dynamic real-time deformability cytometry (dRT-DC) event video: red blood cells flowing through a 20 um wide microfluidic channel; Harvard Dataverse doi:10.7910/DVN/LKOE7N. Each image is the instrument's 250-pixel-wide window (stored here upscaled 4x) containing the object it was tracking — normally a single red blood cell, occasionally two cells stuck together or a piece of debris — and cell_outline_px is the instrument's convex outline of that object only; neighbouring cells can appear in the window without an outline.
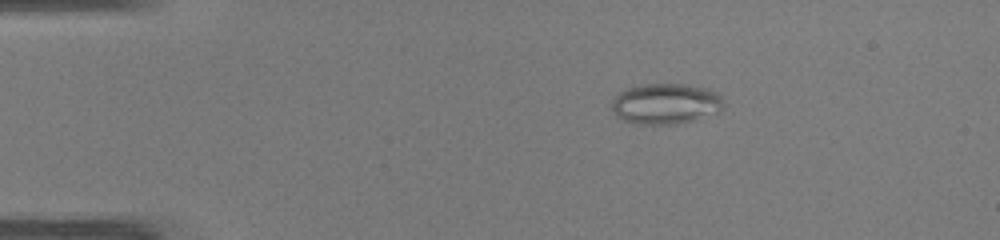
{"species": "common noctule bat (a hibernating species)", "species_latin": "Nyctalus noctula", "temperature_condition": "warm", "stored_images_in_passage": 40, "camera_frame_rate_fps": 3000, "um_per_image_px": 0.085, "animal": {"sex": "male", "body_mass_g": 19.0, "forearm_length_mm": 50.8}, "frame": {"image": 1, "passage_image": 1, "time_ms": 0.0, "image_size_px": [1000, 240], "cell_outline_px": [[724, 108], [720, 112], [692, 120], [676, 124], [632, 124], [616, 116], [612, 108], [612, 100], [620, 92], [628, 88], [644, 84], [688, 84], [704, 88], [716, 92], [724, 100]], "centroid_in_image_um": [56.6, 8.82], "position_along_channel_um": 28.4, "area_um2": 26.59}}
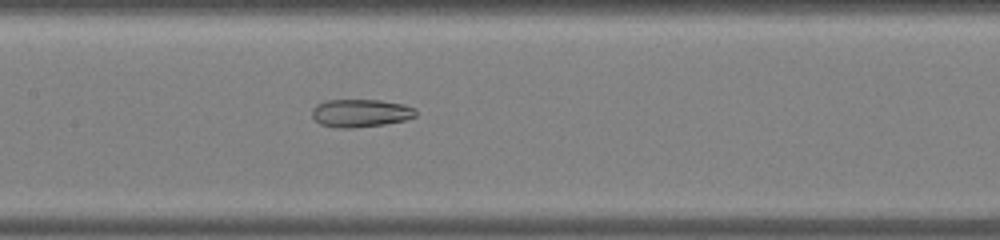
{"frame": {"image": 2, "passage_image": 16, "time_ms": 5.0, "image_size_px": [1000, 240], "cell_outline_px": [[416, 116], [404, 120], [384, 124], [352, 128], [336, 128], [320, 124], [312, 116], [312, 108], [316, 104], [324, 100], [380, 100], [404, 104], [416, 108]], "centroid_in_image_um": [30.63, 9.6], "position_along_channel_um": 176.8, "area_um2": 16.99}}
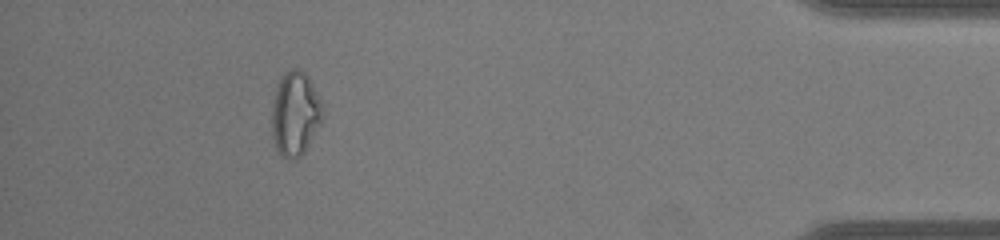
{"frame": {"image": 3, "passage_image": 36, "time_ms": 11.667, "image_size_px": [1000, 240], "cell_outline_px": [[324, 116], [320, 124], [304, 152], [300, 156], [288, 160], [276, 148], [272, 136], [272, 104], [276, 84], [284, 72], [292, 68], [300, 68], [308, 76], [320, 100], [324, 112]], "centroid_in_image_um": [25.08, 9.63], "position_along_channel_um": 410.1, "area_um2": 24.97}, "authors_computed_cell_mechanics": {"area_um2": 20.808, "velocity_mm_per_s": 4.2722, "shape_relaxation_time_tau1_ms": null, "shape_relaxation_time_tau2_ms": 2.5644, "deformation_change_tau1": null, "deformation_change_tau2": 0.0982}}